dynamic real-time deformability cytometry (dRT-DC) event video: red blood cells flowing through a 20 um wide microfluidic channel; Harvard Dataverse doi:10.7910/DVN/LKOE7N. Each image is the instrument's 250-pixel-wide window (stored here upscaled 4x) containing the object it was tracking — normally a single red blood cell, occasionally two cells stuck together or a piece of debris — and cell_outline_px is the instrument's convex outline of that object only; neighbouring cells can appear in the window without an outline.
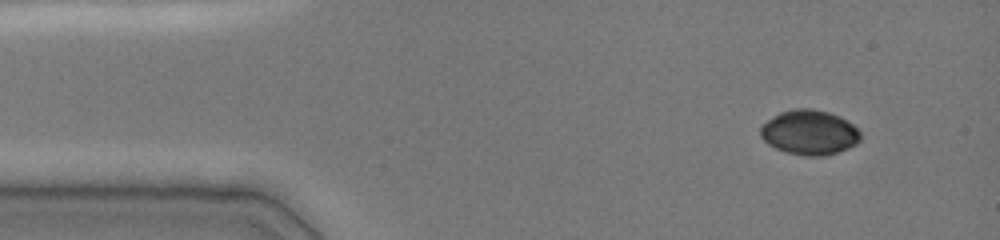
{"species": "common noctule bat (a hibernating species)", "species_latin": "Nyctalus noctula", "temperature_condition": "cold", "stored_images_in_passage": 5, "camera_frame_rate_fps": 3000, "um_per_image_px": 0.085, "animal": {"sex": "female", "body_mass_g": 19.0, "forearm_length_mm": 51.5}, "frame": {"image": 1, "passage_image": 1, "time_ms": 0.0, "image_size_px": [1000, 240], "cell_outline_px": [[860, 140], [856, 144], [848, 148], [824, 156], [804, 156], [784, 152], [768, 144], [760, 136], [760, 128], [772, 116], [780, 112], [796, 108], [812, 108], [828, 112], [840, 116], [848, 120], [860, 132]], "centroid_in_image_um": [68.8, 11.25], "position_along_channel_um": 16.2, "area_um2": 26.18}}